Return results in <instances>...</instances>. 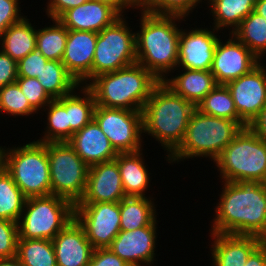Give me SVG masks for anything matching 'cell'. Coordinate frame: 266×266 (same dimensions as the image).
Instances as JSON below:
<instances>
[{
    "label": "cell",
    "mask_w": 266,
    "mask_h": 266,
    "mask_svg": "<svg viewBox=\"0 0 266 266\" xmlns=\"http://www.w3.org/2000/svg\"><path fill=\"white\" fill-rule=\"evenodd\" d=\"M223 184L210 233L251 235L266 241V183Z\"/></svg>",
    "instance_id": "obj_1"
},
{
    "label": "cell",
    "mask_w": 266,
    "mask_h": 266,
    "mask_svg": "<svg viewBox=\"0 0 266 266\" xmlns=\"http://www.w3.org/2000/svg\"><path fill=\"white\" fill-rule=\"evenodd\" d=\"M178 15H156L141 12L140 31H136V60L160 82L169 72L177 69L181 29Z\"/></svg>",
    "instance_id": "obj_2"
},
{
    "label": "cell",
    "mask_w": 266,
    "mask_h": 266,
    "mask_svg": "<svg viewBox=\"0 0 266 266\" xmlns=\"http://www.w3.org/2000/svg\"><path fill=\"white\" fill-rule=\"evenodd\" d=\"M195 109L192 102L160 82L142 108L143 133L160 142L169 156L183 141Z\"/></svg>",
    "instance_id": "obj_3"
},
{
    "label": "cell",
    "mask_w": 266,
    "mask_h": 266,
    "mask_svg": "<svg viewBox=\"0 0 266 266\" xmlns=\"http://www.w3.org/2000/svg\"><path fill=\"white\" fill-rule=\"evenodd\" d=\"M159 83L150 71L135 63L98 75L86 87L92 92L97 106L142 111Z\"/></svg>",
    "instance_id": "obj_4"
},
{
    "label": "cell",
    "mask_w": 266,
    "mask_h": 266,
    "mask_svg": "<svg viewBox=\"0 0 266 266\" xmlns=\"http://www.w3.org/2000/svg\"><path fill=\"white\" fill-rule=\"evenodd\" d=\"M241 129L236 121L209 116L195 109L183 141L166 160L178 163L185 158L209 157L214 162Z\"/></svg>",
    "instance_id": "obj_5"
},
{
    "label": "cell",
    "mask_w": 266,
    "mask_h": 266,
    "mask_svg": "<svg viewBox=\"0 0 266 266\" xmlns=\"http://www.w3.org/2000/svg\"><path fill=\"white\" fill-rule=\"evenodd\" d=\"M214 163L222 182L266 183V142L242 128Z\"/></svg>",
    "instance_id": "obj_6"
},
{
    "label": "cell",
    "mask_w": 266,
    "mask_h": 266,
    "mask_svg": "<svg viewBox=\"0 0 266 266\" xmlns=\"http://www.w3.org/2000/svg\"><path fill=\"white\" fill-rule=\"evenodd\" d=\"M5 170L27 197L51 195L47 143L29 142L21 147L0 146Z\"/></svg>",
    "instance_id": "obj_7"
},
{
    "label": "cell",
    "mask_w": 266,
    "mask_h": 266,
    "mask_svg": "<svg viewBox=\"0 0 266 266\" xmlns=\"http://www.w3.org/2000/svg\"><path fill=\"white\" fill-rule=\"evenodd\" d=\"M75 219V205L56 196L26 199L18 224L19 239H48L54 237Z\"/></svg>",
    "instance_id": "obj_8"
},
{
    "label": "cell",
    "mask_w": 266,
    "mask_h": 266,
    "mask_svg": "<svg viewBox=\"0 0 266 266\" xmlns=\"http://www.w3.org/2000/svg\"><path fill=\"white\" fill-rule=\"evenodd\" d=\"M51 195L65 198L74 205L83 198L89 166L68 142L47 143Z\"/></svg>",
    "instance_id": "obj_9"
},
{
    "label": "cell",
    "mask_w": 266,
    "mask_h": 266,
    "mask_svg": "<svg viewBox=\"0 0 266 266\" xmlns=\"http://www.w3.org/2000/svg\"><path fill=\"white\" fill-rule=\"evenodd\" d=\"M137 63L136 33L122 15L97 35L92 63V79Z\"/></svg>",
    "instance_id": "obj_10"
},
{
    "label": "cell",
    "mask_w": 266,
    "mask_h": 266,
    "mask_svg": "<svg viewBox=\"0 0 266 266\" xmlns=\"http://www.w3.org/2000/svg\"><path fill=\"white\" fill-rule=\"evenodd\" d=\"M94 120L117 153L142 150V112L127 109L95 107Z\"/></svg>",
    "instance_id": "obj_11"
},
{
    "label": "cell",
    "mask_w": 266,
    "mask_h": 266,
    "mask_svg": "<svg viewBox=\"0 0 266 266\" xmlns=\"http://www.w3.org/2000/svg\"><path fill=\"white\" fill-rule=\"evenodd\" d=\"M75 219L94 249L108 248L120 232V202L77 203Z\"/></svg>",
    "instance_id": "obj_12"
},
{
    "label": "cell",
    "mask_w": 266,
    "mask_h": 266,
    "mask_svg": "<svg viewBox=\"0 0 266 266\" xmlns=\"http://www.w3.org/2000/svg\"><path fill=\"white\" fill-rule=\"evenodd\" d=\"M263 65L259 63L248 74L226 84L232 94L239 118L247 126L266 106V66Z\"/></svg>",
    "instance_id": "obj_13"
},
{
    "label": "cell",
    "mask_w": 266,
    "mask_h": 266,
    "mask_svg": "<svg viewBox=\"0 0 266 266\" xmlns=\"http://www.w3.org/2000/svg\"><path fill=\"white\" fill-rule=\"evenodd\" d=\"M223 43L216 44L211 73L217 84L226 85L229 81L248 74L261 61L232 33ZM222 41V42H221Z\"/></svg>",
    "instance_id": "obj_14"
},
{
    "label": "cell",
    "mask_w": 266,
    "mask_h": 266,
    "mask_svg": "<svg viewBox=\"0 0 266 266\" xmlns=\"http://www.w3.org/2000/svg\"><path fill=\"white\" fill-rule=\"evenodd\" d=\"M193 28L180 31L177 67L209 71L212 68L216 44L219 41L215 28Z\"/></svg>",
    "instance_id": "obj_15"
},
{
    "label": "cell",
    "mask_w": 266,
    "mask_h": 266,
    "mask_svg": "<svg viewBox=\"0 0 266 266\" xmlns=\"http://www.w3.org/2000/svg\"><path fill=\"white\" fill-rule=\"evenodd\" d=\"M156 221L157 218L150 225L136 230H120L108 248L130 266H150L156 256Z\"/></svg>",
    "instance_id": "obj_16"
},
{
    "label": "cell",
    "mask_w": 266,
    "mask_h": 266,
    "mask_svg": "<svg viewBox=\"0 0 266 266\" xmlns=\"http://www.w3.org/2000/svg\"><path fill=\"white\" fill-rule=\"evenodd\" d=\"M125 197L115 159L89 167L86 190L79 203L120 202Z\"/></svg>",
    "instance_id": "obj_17"
},
{
    "label": "cell",
    "mask_w": 266,
    "mask_h": 266,
    "mask_svg": "<svg viewBox=\"0 0 266 266\" xmlns=\"http://www.w3.org/2000/svg\"><path fill=\"white\" fill-rule=\"evenodd\" d=\"M96 32L68 30V38L61 62L80 84L92 80V63L97 42ZM89 80V81H88Z\"/></svg>",
    "instance_id": "obj_18"
},
{
    "label": "cell",
    "mask_w": 266,
    "mask_h": 266,
    "mask_svg": "<svg viewBox=\"0 0 266 266\" xmlns=\"http://www.w3.org/2000/svg\"><path fill=\"white\" fill-rule=\"evenodd\" d=\"M57 266H88L94 251L83 227L73 219L52 240Z\"/></svg>",
    "instance_id": "obj_19"
},
{
    "label": "cell",
    "mask_w": 266,
    "mask_h": 266,
    "mask_svg": "<svg viewBox=\"0 0 266 266\" xmlns=\"http://www.w3.org/2000/svg\"><path fill=\"white\" fill-rule=\"evenodd\" d=\"M121 16L114 7L105 2L88 0L64 12L58 20L68 30L99 33Z\"/></svg>",
    "instance_id": "obj_20"
},
{
    "label": "cell",
    "mask_w": 266,
    "mask_h": 266,
    "mask_svg": "<svg viewBox=\"0 0 266 266\" xmlns=\"http://www.w3.org/2000/svg\"><path fill=\"white\" fill-rule=\"evenodd\" d=\"M67 142L89 167L114 160L118 155L94 119Z\"/></svg>",
    "instance_id": "obj_21"
},
{
    "label": "cell",
    "mask_w": 266,
    "mask_h": 266,
    "mask_svg": "<svg viewBox=\"0 0 266 266\" xmlns=\"http://www.w3.org/2000/svg\"><path fill=\"white\" fill-rule=\"evenodd\" d=\"M213 266H244L249 255L264 241L251 235L211 233Z\"/></svg>",
    "instance_id": "obj_22"
},
{
    "label": "cell",
    "mask_w": 266,
    "mask_h": 266,
    "mask_svg": "<svg viewBox=\"0 0 266 266\" xmlns=\"http://www.w3.org/2000/svg\"><path fill=\"white\" fill-rule=\"evenodd\" d=\"M184 70V73H183ZM182 73L162 81L175 94L192 102L195 106L216 86L211 70H190L183 68Z\"/></svg>",
    "instance_id": "obj_23"
},
{
    "label": "cell",
    "mask_w": 266,
    "mask_h": 266,
    "mask_svg": "<svg viewBox=\"0 0 266 266\" xmlns=\"http://www.w3.org/2000/svg\"><path fill=\"white\" fill-rule=\"evenodd\" d=\"M142 150L132 153H118V163L122 185L126 196L146 197L150 177L144 163Z\"/></svg>",
    "instance_id": "obj_24"
},
{
    "label": "cell",
    "mask_w": 266,
    "mask_h": 266,
    "mask_svg": "<svg viewBox=\"0 0 266 266\" xmlns=\"http://www.w3.org/2000/svg\"><path fill=\"white\" fill-rule=\"evenodd\" d=\"M26 16L9 26L0 36V50L17 62L36 48L37 30L33 28Z\"/></svg>",
    "instance_id": "obj_25"
},
{
    "label": "cell",
    "mask_w": 266,
    "mask_h": 266,
    "mask_svg": "<svg viewBox=\"0 0 266 266\" xmlns=\"http://www.w3.org/2000/svg\"><path fill=\"white\" fill-rule=\"evenodd\" d=\"M152 197L126 196L120 201V229L136 230L150 225L156 219Z\"/></svg>",
    "instance_id": "obj_26"
},
{
    "label": "cell",
    "mask_w": 266,
    "mask_h": 266,
    "mask_svg": "<svg viewBox=\"0 0 266 266\" xmlns=\"http://www.w3.org/2000/svg\"><path fill=\"white\" fill-rule=\"evenodd\" d=\"M207 2L214 17V28L229 30L231 27L230 33H232L254 10L256 0H208Z\"/></svg>",
    "instance_id": "obj_27"
},
{
    "label": "cell",
    "mask_w": 266,
    "mask_h": 266,
    "mask_svg": "<svg viewBox=\"0 0 266 266\" xmlns=\"http://www.w3.org/2000/svg\"><path fill=\"white\" fill-rule=\"evenodd\" d=\"M37 79L53 99L66 96L80 87L64 64L57 60H48Z\"/></svg>",
    "instance_id": "obj_28"
},
{
    "label": "cell",
    "mask_w": 266,
    "mask_h": 266,
    "mask_svg": "<svg viewBox=\"0 0 266 266\" xmlns=\"http://www.w3.org/2000/svg\"><path fill=\"white\" fill-rule=\"evenodd\" d=\"M196 109L209 116L236 121L242 128L248 127L239 118L232 94L226 85L217 84V86L196 105Z\"/></svg>",
    "instance_id": "obj_29"
},
{
    "label": "cell",
    "mask_w": 266,
    "mask_h": 266,
    "mask_svg": "<svg viewBox=\"0 0 266 266\" xmlns=\"http://www.w3.org/2000/svg\"><path fill=\"white\" fill-rule=\"evenodd\" d=\"M232 34L243 43L260 61L266 54V19L254 10Z\"/></svg>",
    "instance_id": "obj_30"
},
{
    "label": "cell",
    "mask_w": 266,
    "mask_h": 266,
    "mask_svg": "<svg viewBox=\"0 0 266 266\" xmlns=\"http://www.w3.org/2000/svg\"><path fill=\"white\" fill-rule=\"evenodd\" d=\"M80 94L75 90L66 95V112H68V124H70V138L94 119L96 102L92 92L85 86H80ZM76 94V95H75Z\"/></svg>",
    "instance_id": "obj_31"
},
{
    "label": "cell",
    "mask_w": 266,
    "mask_h": 266,
    "mask_svg": "<svg viewBox=\"0 0 266 266\" xmlns=\"http://www.w3.org/2000/svg\"><path fill=\"white\" fill-rule=\"evenodd\" d=\"M44 109V112L48 110L46 113L48 114L46 116L47 127L43 133L44 137L37 141L41 143L67 142L70 139V124H68V112H66V96L53 99Z\"/></svg>",
    "instance_id": "obj_32"
},
{
    "label": "cell",
    "mask_w": 266,
    "mask_h": 266,
    "mask_svg": "<svg viewBox=\"0 0 266 266\" xmlns=\"http://www.w3.org/2000/svg\"><path fill=\"white\" fill-rule=\"evenodd\" d=\"M27 197L3 168L0 171V219L18 222Z\"/></svg>",
    "instance_id": "obj_33"
},
{
    "label": "cell",
    "mask_w": 266,
    "mask_h": 266,
    "mask_svg": "<svg viewBox=\"0 0 266 266\" xmlns=\"http://www.w3.org/2000/svg\"><path fill=\"white\" fill-rule=\"evenodd\" d=\"M17 258L23 266H57L52 240L18 239Z\"/></svg>",
    "instance_id": "obj_34"
},
{
    "label": "cell",
    "mask_w": 266,
    "mask_h": 266,
    "mask_svg": "<svg viewBox=\"0 0 266 266\" xmlns=\"http://www.w3.org/2000/svg\"><path fill=\"white\" fill-rule=\"evenodd\" d=\"M55 25L37 30L36 47L48 60L61 61L68 38V29L58 20L52 19Z\"/></svg>",
    "instance_id": "obj_35"
},
{
    "label": "cell",
    "mask_w": 266,
    "mask_h": 266,
    "mask_svg": "<svg viewBox=\"0 0 266 266\" xmlns=\"http://www.w3.org/2000/svg\"><path fill=\"white\" fill-rule=\"evenodd\" d=\"M6 112L13 116H28L36 111L30 106L17 82L0 88V113Z\"/></svg>",
    "instance_id": "obj_36"
},
{
    "label": "cell",
    "mask_w": 266,
    "mask_h": 266,
    "mask_svg": "<svg viewBox=\"0 0 266 266\" xmlns=\"http://www.w3.org/2000/svg\"><path fill=\"white\" fill-rule=\"evenodd\" d=\"M202 0H148L144 12L156 15H178L188 17L190 11L201 3Z\"/></svg>",
    "instance_id": "obj_37"
},
{
    "label": "cell",
    "mask_w": 266,
    "mask_h": 266,
    "mask_svg": "<svg viewBox=\"0 0 266 266\" xmlns=\"http://www.w3.org/2000/svg\"><path fill=\"white\" fill-rule=\"evenodd\" d=\"M16 82L36 113L53 100L37 78L17 77Z\"/></svg>",
    "instance_id": "obj_38"
},
{
    "label": "cell",
    "mask_w": 266,
    "mask_h": 266,
    "mask_svg": "<svg viewBox=\"0 0 266 266\" xmlns=\"http://www.w3.org/2000/svg\"><path fill=\"white\" fill-rule=\"evenodd\" d=\"M18 239L17 222L0 219V259L17 256Z\"/></svg>",
    "instance_id": "obj_39"
},
{
    "label": "cell",
    "mask_w": 266,
    "mask_h": 266,
    "mask_svg": "<svg viewBox=\"0 0 266 266\" xmlns=\"http://www.w3.org/2000/svg\"><path fill=\"white\" fill-rule=\"evenodd\" d=\"M48 61L36 47L32 52L17 62L18 77L37 78Z\"/></svg>",
    "instance_id": "obj_40"
},
{
    "label": "cell",
    "mask_w": 266,
    "mask_h": 266,
    "mask_svg": "<svg viewBox=\"0 0 266 266\" xmlns=\"http://www.w3.org/2000/svg\"><path fill=\"white\" fill-rule=\"evenodd\" d=\"M20 0H0V36L11 25L20 22L24 17L20 10Z\"/></svg>",
    "instance_id": "obj_41"
},
{
    "label": "cell",
    "mask_w": 266,
    "mask_h": 266,
    "mask_svg": "<svg viewBox=\"0 0 266 266\" xmlns=\"http://www.w3.org/2000/svg\"><path fill=\"white\" fill-rule=\"evenodd\" d=\"M17 77V61L0 50V88L16 82Z\"/></svg>",
    "instance_id": "obj_42"
},
{
    "label": "cell",
    "mask_w": 266,
    "mask_h": 266,
    "mask_svg": "<svg viewBox=\"0 0 266 266\" xmlns=\"http://www.w3.org/2000/svg\"><path fill=\"white\" fill-rule=\"evenodd\" d=\"M88 266H130L109 248L94 249Z\"/></svg>",
    "instance_id": "obj_43"
},
{
    "label": "cell",
    "mask_w": 266,
    "mask_h": 266,
    "mask_svg": "<svg viewBox=\"0 0 266 266\" xmlns=\"http://www.w3.org/2000/svg\"><path fill=\"white\" fill-rule=\"evenodd\" d=\"M46 14L49 18L58 19L67 10L84 4L88 0H48Z\"/></svg>",
    "instance_id": "obj_44"
},
{
    "label": "cell",
    "mask_w": 266,
    "mask_h": 266,
    "mask_svg": "<svg viewBox=\"0 0 266 266\" xmlns=\"http://www.w3.org/2000/svg\"><path fill=\"white\" fill-rule=\"evenodd\" d=\"M260 139L266 142V106L248 126Z\"/></svg>",
    "instance_id": "obj_45"
},
{
    "label": "cell",
    "mask_w": 266,
    "mask_h": 266,
    "mask_svg": "<svg viewBox=\"0 0 266 266\" xmlns=\"http://www.w3.org/2000/svg\"><path fill=\"white\" fill-rule=\"evenodd\" d=\"M244 266H266V241H263L249 255Z\"/></svg>",
    "instance_id": "obj_46"
},
{
    "label": "cell",
    "mask_w": 266,
    "mask_h": 266,
    "mask_svg": "<svg viewBox=\"0 0 266 266\" xmlns=\"http://www.w3.org/2000/svg\"><path fill=\"white\" fill-rule=\"evenodd\" d=\"M121 2L127 7L130 8L132 7L133 10L134 8L141 9L140 11L143 12L147 9L148 6V0H121Z\"/></svg>",
    "instance_id": "obj_47"
},
{
    "label": "cell",
    "mask_w": 266,
    "mask_h": 266,
    "mask_svg": "<svg viewBox=\"0 0 266 266\" xmlns=\"http://www.w3.org/2000/svg\"><path fill=\"white\" fill-rule=\"evenodd\" d=\"M92 1H100V2H105L112 7H114L121 15H124L122 13H125V9L127 7L121 2V0H92Z\"/></svg>",
    "instance_id": "obj_48"
},
{
    "label": "cell",
    "mask_w": 266,
    "mask_h": 266,
    "mask_svg": "<svg viewBox=\"0 0 266 266\" xmlns=\"http://www.w3.org/2000/svg\"><path fill=\"white\" fill-rule=\"evenodd\" d=\"M254 11L266 19V0H256Z\"/></svg>",
    "instance_id": "obj_49"
},
{
    "label": "cell",
    "mask_w": 266,
    "mask_h": 266,
    "mask_svg": "<svg viewBox=\"0 0 266 266\" xmlns=\"http://www.w3.org/2000/svg\"><path fill=\"white\" fill-rule=\"evenodd\" d=\"M0 266H23L17 256L12 258H2L0 259Z\"/></svg>",
    "instance_id": "obj_50"
},
{
    "label": "cell",
    "mask_w": 266,
    "mask_h": 266,
    "mask_svg": "<svg viewBox=\"0 0 266 266\" xmlns=\"http://www.w3.org/2000/svg\"><path fill=\"white\" fill-rule=\"evenodd\" d=\"M4 168L3 158L0 152V171Z\"/></svg>",
    "instance_id": "obj_51"
}]
</instances>
